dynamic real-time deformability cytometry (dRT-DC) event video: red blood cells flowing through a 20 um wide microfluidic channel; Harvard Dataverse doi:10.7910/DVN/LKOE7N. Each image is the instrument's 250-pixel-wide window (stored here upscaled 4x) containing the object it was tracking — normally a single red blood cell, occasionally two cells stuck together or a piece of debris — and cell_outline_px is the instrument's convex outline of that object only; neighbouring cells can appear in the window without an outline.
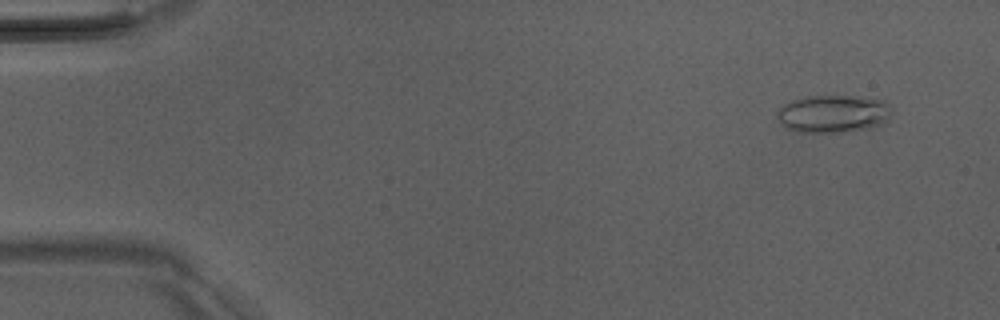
{"species": "Egyptian fruit bat (a non-hibernating species)", "species_latin": "Rousettus aegyptiacus", "temperature_condition": "room temperature", "stored_images_in_passage": 20, "camera_frame_rate_fps": 3000, "um_per_image_px": 0.085, "animal": {"sex": "male"}, "frame": {"image": 1, "passage_image": 4, "time_ms": 1.0, "image_size_px": [1000, 320], "cell_outline_px": [[892, 112], [888, 120], [884, 124], [872, 128], [844, 132], [800, 132], [784, 128], [780, 124], [776, 116], [780, 108], [784, 104], [792, 100], [804, 96], [860, 96], [884, 100], [892, 108]], "centroid_in_image_um": [70.85, 9.67], "position_along_channel_um": 14.2, "area_um2": 25.66}}